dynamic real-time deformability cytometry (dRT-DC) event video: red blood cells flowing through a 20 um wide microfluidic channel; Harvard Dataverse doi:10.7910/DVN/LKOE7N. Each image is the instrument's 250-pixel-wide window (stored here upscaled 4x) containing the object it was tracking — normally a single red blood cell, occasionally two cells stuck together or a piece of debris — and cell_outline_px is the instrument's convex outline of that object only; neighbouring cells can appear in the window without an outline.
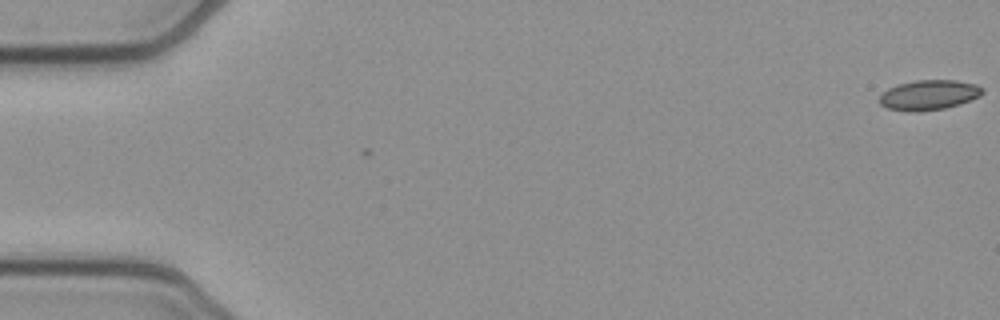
{"species": "common noctule bat (a hibernating species)", "species_latin": "Nyctalus noctula", "temperature_condition": "cold", "stored_images_in_passage": 53, "camera_frame_rate_fps": 3000, "um_per_image_px": 0.085, "animal": {"sex": "female", "body_mass_g": 21.9}, "frame": {"image": 1, "passage_image": 1, "time_ms": 0.0, "image_size_px": [1000, 320], "cell_outline_px": [[984, 92], [980, 96], [960, 104], [944, 108], [916, 112], [912, 112], [888, 108], [880, 104], [880, 96], [888, 88], [900, 84], [916, 80], [956, 80], [976, 84], [984, 88]], "centroid_in_image_um": [78.99, 8.07], "position_along_channel_um": 6.0, "area_um2": 17.92}}
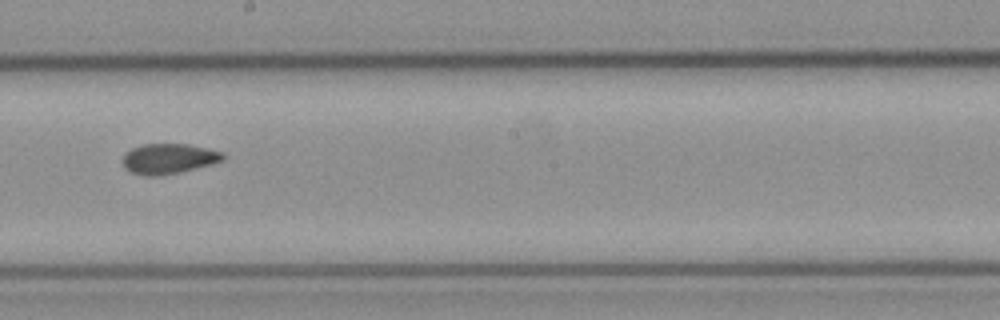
{"frame": {"image": 2, "passage_image": 30, "time_ms": 9.667, "image_size_px": [1000, 320], "cell_outline_px": [[224, 160], [212, 164], [180, 172], [160, 176], [144, 176], [128, 172], [124, 168], [120, 160], [124, 152], [132, 148], [144, 144], [188, 144], [208, 148], [224, 152]], "centroid_in_image_um": [14.28, 13.5], "position_along_channel_um": 233.9, "area_um2": 18.09}}
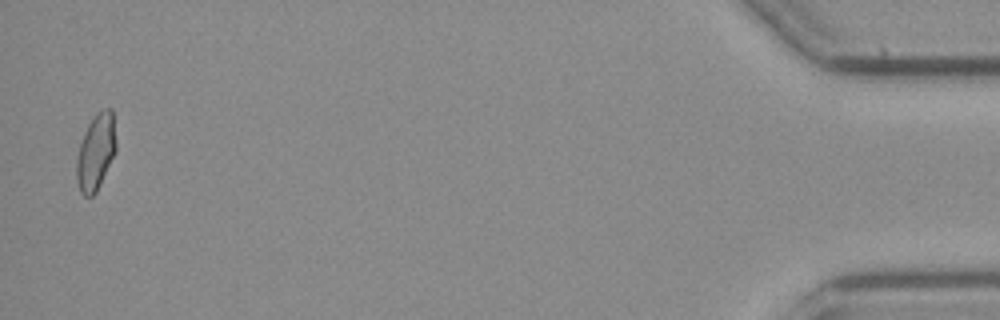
{"frame": {"image": 3, "passage_image": 52, "time_ms": 17.0, "image_size_px": [1000, 320], "cell_outline_px": [[116, 152], [96, 192], [92, 196], [84, 196], [80, 192], [76, 180], [76, 160], [80, 144], [84, 132], [88, 124], [96, 112], [104, 108], [112, 108], [116, 140]], "centroid_in_image_um": [8.15, 12.91], "position_along_channel_um": 427.1, "area_um2": 17.69}, "authors_computed_cell_mechanics": {"area_um2": 17.7446, "velocity_mm_per_s": 3.9347, "shape_relaxation_time_tau1_ms": null, "shape_relaxation_time_tau2_ms": 2.1794, "deformation_change_tau1": null, "deformation_change_tau2": 0.0664}}